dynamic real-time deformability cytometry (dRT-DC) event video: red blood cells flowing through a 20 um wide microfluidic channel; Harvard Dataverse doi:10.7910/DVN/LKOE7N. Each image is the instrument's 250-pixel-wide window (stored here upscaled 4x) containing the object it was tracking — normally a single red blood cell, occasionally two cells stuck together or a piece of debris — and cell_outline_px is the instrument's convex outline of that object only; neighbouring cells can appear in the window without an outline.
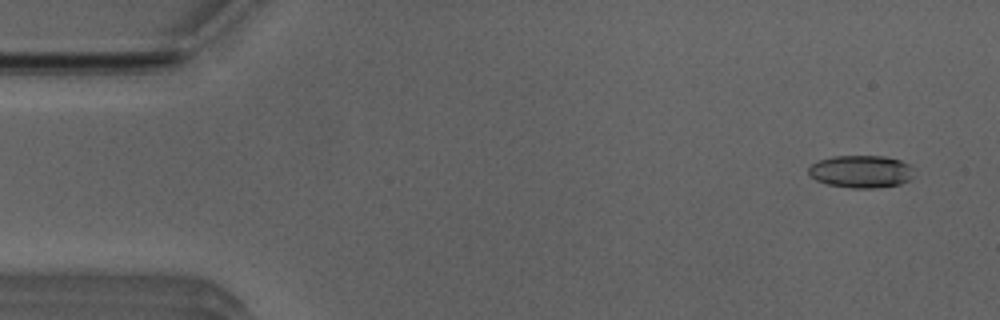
{"species": "Egyptian fruit bat (a non-hibernating species)", "species_latin": "Rousettus aegyptiacus", "temperature_condition": "room temperature", "stored_images_in_passage": 16, "camera_frame_rate_fps": 3000, "um_per_image_px": 0.085, "animal": {"sex": "male"}, "frame": {"image": 1, "passage_image": 3, "time_ms": 0.667, "image_size_px": [1000, 320], "cell_outline_px": [[916, 168], [912, 176], [908, 180], [900, 184], [876, 188], [852, 188], [828, 184], [816, 180], [808, 176], [808, 168], [812, 164], [820, 160], [832, 156], [884, 156], [900, 160]], "centroid_in_image_um": [73.2, 14.58], "position_along_channel_um": 11.8, "area_um2": 20.11}}